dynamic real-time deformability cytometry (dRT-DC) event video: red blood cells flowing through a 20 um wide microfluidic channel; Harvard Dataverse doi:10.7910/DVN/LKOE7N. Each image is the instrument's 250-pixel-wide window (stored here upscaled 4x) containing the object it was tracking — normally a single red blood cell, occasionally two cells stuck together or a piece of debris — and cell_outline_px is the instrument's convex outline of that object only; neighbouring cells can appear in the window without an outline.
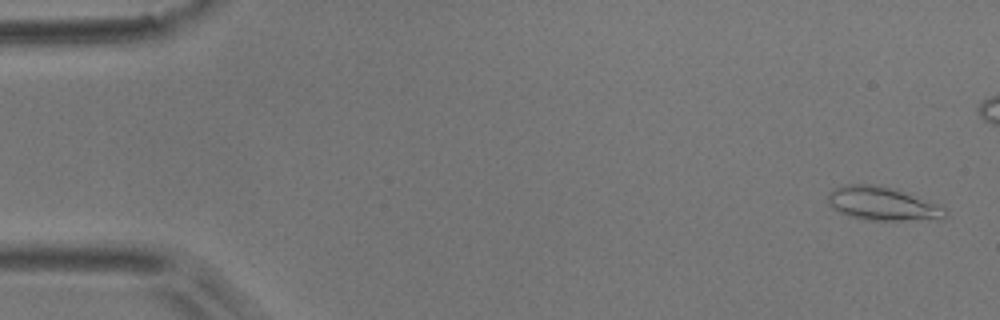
{"species": "common noctule bat (a hibernating species)", "species_latin": "Nyctalus noctula", "temperature_condition": "room temperature", "stored_images_in_passage": 26, "camera_frame_rate_fps": 3000, "um_per_image_px": 0.085, "animal": {"sex": "male", "body_mass_g": 17.9}, "frame": {"image": 1, "passage_image": 2, "time_ms": 0.333, "image_size_px": [1000, 320], "cell_outline_px": [[948, 216], [900, 220], [864, 220], [840, 212], [832, 208], [828, 204], [828, 192], [832, 188], [848, 184], [872, 184], [888, 188], [900, 192], [944, 208], [948, 212]], "centroid_in_image_um": [74.84, 17.31], "position_along_channel_um": 10.2, "area_um2": 21.85}}
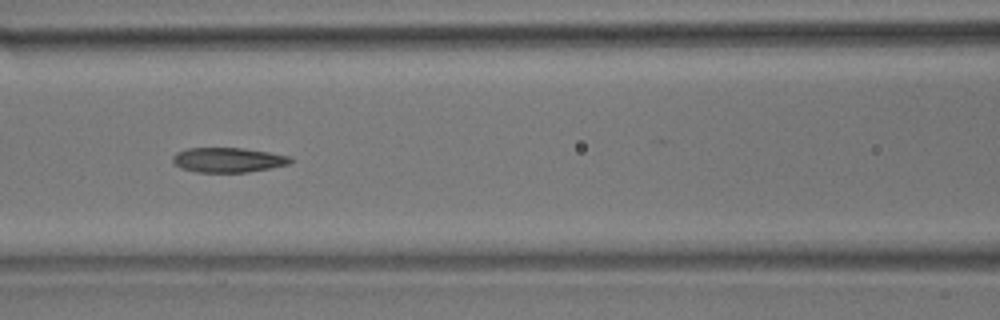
{"frame": {"image": 2, "passage_image": 23, "time_ms": 7.333, "image_size_px": [1000, 320], "cell_outline_px": [[292, 160], [288, 164], [272, 168], [248, 172], [196, 172], [180, 168], [172, 164], [172, 156], [176, 152], [184, 148], [244, 148], [292, 156]], "centroid_in_image_um": [19.34, 13.59], "position_along_channel_um": 147.3, "area_um2": 17.22}}
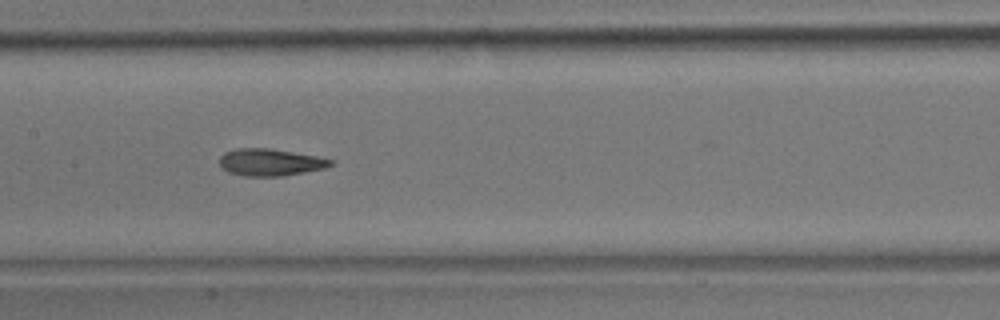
{"frame": {"image": 3, "passage_image": 26, "time_ms": 8.333, "image_size_px": [1000, 320], "cell_outline_px": [[336, 164], [324, 168], [284, 176], [244, 176], [228, 172], [220, 168], [220, 156], [224, 152], [236, 148], [272, 148], [316, 156], [336, 160]], "centroid_in_image_um": [22.98, 13.79], "position_along_channel_um": 184.4, "area_um2": 17.8}}